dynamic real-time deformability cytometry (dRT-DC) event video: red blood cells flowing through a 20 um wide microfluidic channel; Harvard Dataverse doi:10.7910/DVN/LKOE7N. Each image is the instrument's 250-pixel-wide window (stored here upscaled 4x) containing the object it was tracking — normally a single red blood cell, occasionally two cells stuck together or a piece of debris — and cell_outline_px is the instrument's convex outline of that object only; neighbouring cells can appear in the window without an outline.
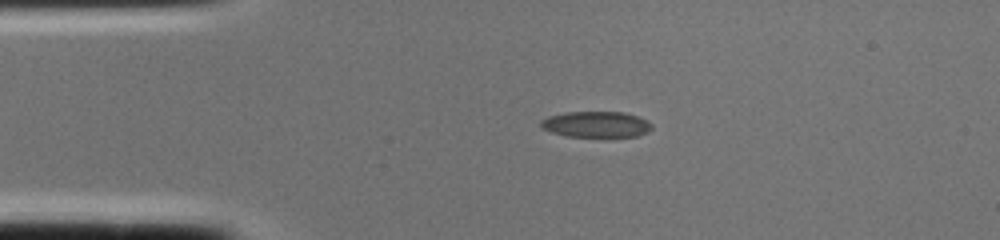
{"species": "common noctule bat (a hibernating species)", "species_latin": "Nyctalus noctula", "temperature_condition": "cold", "stored_images_in_passage": 1, "camera_frame_rate_fps": 3000, "um_per_image_px": 0.085, "animal": {"sex": "female", "body_mass_g": 22.0, "forearm_length_mm": 56.7}, "frame": {"image": 1, "passage_image": 1, "time_ms": 0.0, "image_size_px": [1000, 240], "cell_outline_px": [[652, 128], [648, 132], [636, 136], [564, 136], [540, 128], [540, 120], [548, 116], [564, 112], [624, 112], [636, 116], [652, 124]], "centroid_in_image_um": [50.62, 10.56], "position_along_channel_um": 34.4, "area_um2": 16.7}}